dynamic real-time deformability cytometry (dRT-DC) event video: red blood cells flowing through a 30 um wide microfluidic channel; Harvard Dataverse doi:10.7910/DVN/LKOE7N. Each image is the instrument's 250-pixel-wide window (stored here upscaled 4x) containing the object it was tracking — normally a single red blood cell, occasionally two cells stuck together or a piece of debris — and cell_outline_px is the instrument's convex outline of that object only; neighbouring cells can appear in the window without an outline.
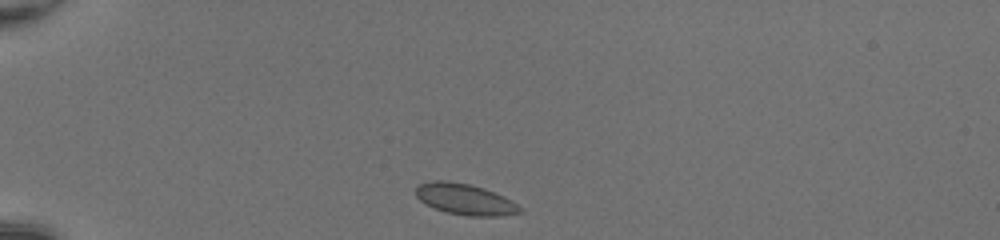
{"species": "common noctule bat (a hibernating species)", "species_latin": "Nyctalus noctula", "temperature_condition": "room temperature", "stored_images_in_passage": 37, "camera_frame_rate_fps": 3000, "um_per_image_px": 0.085, "animal": {"sex": "female", "body_mass_g": 20.0, "forearm_length_mm": 54.0}, "frame": {"image": 1, "passage_image": 1, "time_ms": 0.0, "image_size_px": [1000, 240], "cell_outline_px": [[524, 212], [500, 216], [468, 216], [448, 212], [436, 208], [420, 200], [416, 196], [416, 188], [420, 184], [432, 180], [444, 180], [468, 184], [484, 188], [504, 196], [512, 200], [524, 208]], "centroid_in_image_um": [39.6, 16.94], "position_along_channel_um": 45.4, "area_um2": 18.79}}
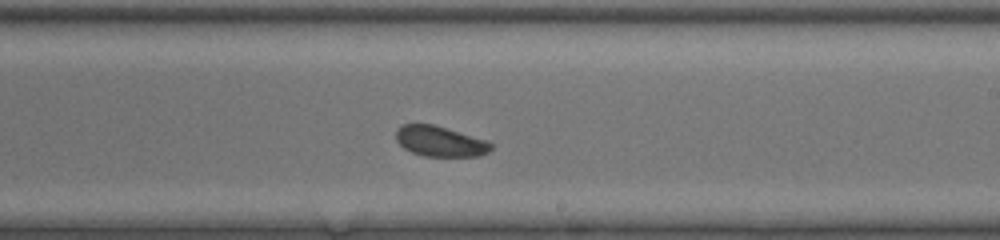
{"frame": {"image": 2, "passage_image": 19, "time_ms": 6.0, "image_size_px": [1000, 240], "cell_outline_px": [[492, 148], [488, 152], [480, 156], [424, 156], [412, 152], [404, 148], [396, 140], [396, 128], [404, 124], [432, 124], [488, 140], [492, 144]], "centroid_in_image_um": [37.41, 12.01], "position_along_channel_um": 251.6, "area_um2": 16.82}}
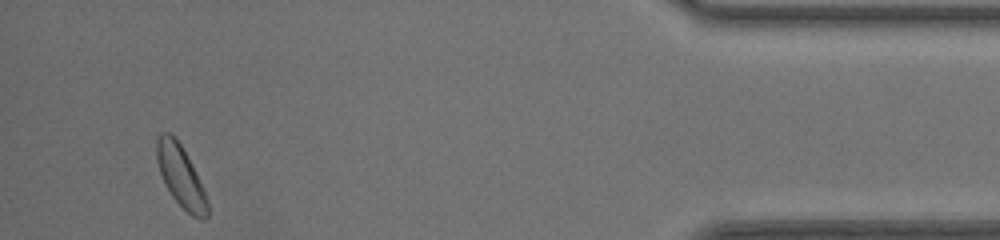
{"frame": {"image": 3, "passage_image": 35, "time_ms": 11.333, "image_size_px": [1000, 240], "cell_outline_px": [[208, 216], [204, 220], [200, 220], [192, 216], [172, 196], [160, 172], [156, 160], [156, 140], [164, 132], [168, 132], [180, 144], [200, 180], [204, 188], [208, 200]], "centroid_in_image_um": [15.39, 15.02], "position_along_channel_um": 419.8, "area_um2": 17.8}}